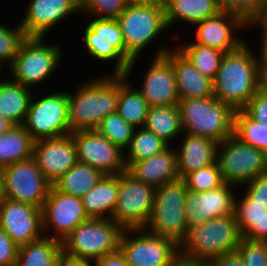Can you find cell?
Instances as JSON below:
<instances>
[{
  "label": "cell",
  "instance_id": "14",
  "mask_svg": "<svg viewBox=\"0 0 267 266\" xmlns=\"http://www.w3.org/2000/svg\"><path fill=\"white\" fill-rule=\"evenodd\" d=\"M89 220L80 197L66 194L50 186L42 207L44 236L61 242L78 225Z\"/></svg>",
  "mask_w": 267,
  "mask_h": 266
},
{
  "label": "cell",
  "instance_id": "40",
  "mask_svg": "<svg viewBox=\"0 0 267 266\" xmlns=\"http://www.w3.org/2000/svg\"><path fill=\"white\" fill-rule=\"evenodd\" d=\"M183 179L188 190L197 192L213 190L224 183L217 161L208 167L188 173Z\"/></svg>",
  "mask_w": 267,
  "mask_h": 266
},
{
  "label": "cell",
  "instance_id": "48",
  "mask_svg": "<svg viewBox=\"0 0 267 266\" xmlns=\"http://www.w3.org/2000/svg\"><path fill=\"white\" fill-rule=\"evenodd\" d=\"M91 266H129L126 263L124 255L118 249L117 251L107 254L91 263Z\"/></svg>",
  "mask_w": 267,
  "mask_h": 266
},
{
  "label": "cell",
  "instance_id": "17",
  "mask_svg": "<svg viewBox=\"0 0 267 266\" xmlns=\"http://www.w3.org/2000/svg\"><path fill=\"white\" fill-rule=\"evenodd\" d=\"M170 49V46L162 44L155 50L156 54L152 57V62L138 88L150 107L178 105L179 96L173 63L165 55Z\"/></svg>",
  "mask_w": 267,
  "mask_h": 266
},
{
  "label": "cell",
  "instance_id": "42",
  "mask_svg": "<svg viewBox=\"0 0 267 266\" xmlns=\"http://www.w3.org/2000/svg\"><path fill=\"white\" fill-rule=\"evenodd\" d=\"M236 251L243 266H267V241L242 238Z\"/></svg>",
  "mask_w": 267,
  "mask_h": 266
},
{
  "label": "cell",
  "instance_id": "1",
  "mask_svg": "<svg viewBox=\"0 0 267 266\" xmlns=\"http://www.w3.org/2000/svg\"><path fill=\"white\" fill-rule=\"evenodd\" d=\"M107 75L90 77L91 79L81 81L74 92L68 90L70 133L95 130L104 118L117 112L120 74Z\"/></svg>",
  "mask_w": 267,
  "mask_h": 266
},
{
  "label": "cell",
  "instance_id": "9",
  "mask_svg": "<svg viewBox=\"0 0 267 266\" xmlns=\"http://www.w3.org/2000/svg\"><path fill=\"white\" fill-rule=\"evenodd\" d=\"M118 249L129 266H171L180 254V245L173 239L145 228L123 229Z\"/></svg>",
  "mask_w": 267,
  "mask_h": 266
},
{
  "label": "cell",
  "instance_id": "10",
  "mask_svg": "<svg viewBox=\"0 0 267 266\" xmlns=\"http://www.w3.org/2000/svg\"><path fill=\"white\" fill-rule=\"evenodd\" d=\"M89 18L82 33L88 58L103 64L112 62L111 74H126L131 61L125 56V42L117 19Z\"/></svg>",
  "mask_w": 267,
  "mask_h": 266
},
{
  "label": "cell",
  "instance_id": "35",
  "mask_svg": "<svg viewBox=\"0 0 267 266\" xmlns=\"http://www.w3.org/2000/svg\"><path fill=\"white\" fill-rule=\"evenodd\" d=\"M188 41L183 43L179 42V45L177 47L175 45L174 48L201 74L213 80L220 68L225 53L200 43Z\"/></svg>",
  "mask_w": 267,
  "mask_h": 266
},
{
  "label": "cell",
  "instance_id": "46",
  "mask_svg": "<svg viewBox=\"0 0 267 266\" xmlns=\"http://www.w3.org/2000/svg\"><path fill=\"white\" fill-rule=\"evenodd\" d=\"M252 27L259 29L257 32H260L259 36H261L259 39L260 45L257 47L259 51L257 50V53L255 52V56L258 61H267V11L247 22V30Z\"/></svg>",
  "mask_w": 267,
  "mask_h": 266
},
{
  "label": "cell",
  "instance_id": "44",
  "mask_svg": "<svg viewBox=\"0 0 267 266\" xmlns=\"http://www.w3.org/2000/svg\"><path fill=\"white\" fill-rule=\"evenodd\" d=\"M240 187L245 188L244 193L240 195L248 201L253 204L267 205V172L256 176Z\"/></svg>",
  "mask_w": 267,
  "mask_h": 266
},
{
  "label": "cell",
  "instance_id": "34",
  "mask_svg": "<svg viewBox=\"0 0 267 266\" xmlns=\"http://www.w3.org/2000/svg\"><path fill=\"white\" fill-rule=\"evenodd\" d=\"M103 176L96 168L77 162L53 186L60 192L82 198Z\"/></svg>",
  "mask_w": 267,
  "mask_h": 266
},
{
  "label": "cell",
  "instance_id": "22",
  "mask_svg": "<svg viewBox=\"0 0 267 266\" xmlns=\"http://www.w3.org/2000/svg\"><path fill=\"white\" fill-rule=\"evenodd\" d=\"M25 8L19 24L27 36L46 37L70 16L81 15L75 0H29Z\"/></svg>",
  "mask_w": 267,
  "mask_h": 266
},
{
  "label": "cell",
  "instance_id": "38",
  "mask_svg": "<svg viewBox=\"0 0 267 266\" xmlns=\"http://www.w3.org/2000/svg\"><path fill=\"white\" fill-rule=\"evenodd\" d=\"M135 129L117 112H114L104 118L95 130L124 151L129 146Z\"/></svg>",
  "mask_w": 267,
  "mask_h": 266
},
{
  "label": "cell",
  "instance_id": "7",
  "mask_svg": "<svg viewBox=\"0 0 267 266\" xmlns=\"http://www.w3.org/2000/svg\"><path fill=\"white\" fill-rule=\"evenodd\" d=\"M242 239L234 215L214 218L188 230L180 254L193 260L211 261L236 251Z\"/></svg>",
  "mask_w": 267,
  "mask_h": 266
},
{
  "label": "cell",
  "instance_id": "11",
  "mask_svg": "<svg viewBox=\"0 0 267 266\" xmlns=\"http://www.w3.org/2000/svg\"><path fill=\"white\" fill-rule=\"evenodd\" d=\"M46 93L35 97V94L32 95L27 117L23 124L35 141L70 134L68 91L56 90L51 92L49 90Z\"/></svg>",
  "mask_w": 267,
  "mask_h": 266
},
{
  "label": "cell",
  "instance_id": "12",
  "mask_svg": "<svg viewBox=\"0 0 267 266\" xmlns=\"http://www.w3.org/2000/svg\"><path fill=\"white\" fill-rule=\"evenodd\" d=\"M216 161L223 181L238 187L267 172V155L234 135L218 143Z\"/></svg>",
  "mask_w": 267,
  "mask_h": 266
},
{
  "label": "cell",
  "instance_id": "5",
  "mask_svg": "<svg viewBox=\"0 0 267 266\" xmlns=\"http://www.w3.org/2000/svg\"><path fill=\"white\" fill-rule=\"evenodd\" d=\"M125 42V56L131 61L126 76L131 80V72L136 62L154 41L163 36L169 28L166 23L164 6H130L116 18ZM130 77V78H129Z\"/></svg>",
  "mask_w": 267,
  "mask_h": 266
},
{
  "label": "cell",
  "instance_id": "32",
  "mask_svg": "<svg viewBox=\"0 0 267 266\" xmlns=\"http://www.w3.org/2000/svg\"><path fill=\"white\" fill-rule=\"evenodd\" d=\"M134 86L132 80L130 82L126 74H120V96L117 113L135 128H140L145 124L150 106L137 89V86Z\"/></svg>",
  "mask_w": 267,
  "mask_h": 266
},
{
  "label": "cell",
  "instance_id": "53",
  "mask_svg": "<svg viewBox=\"0 0 267 266\" xmlns=\"http://www.w3.org/2000/svg\"><path fill=\"white\" fill-rule=\"evenodd\" d=\"M15 125L8 119L0 115V134L9 132Z\"/></svg>",
  "mask_w": 267,
  "mask_h": 266
},
{
  "label": "cell",
  "instance_id": "50",
  "mask_svg": "<svg viewBox=\"0 0 267 266\" xmlns=\"http://www.w3.org/2000/svg\"><path fill=\"white\" fill-rule=\"evenodd\" d=\"M171 266H210L209 262L204 260H193L182 256L179 254L174 261L172 262Z\"/></svg>",
  "mask_w": 267,
  "mask_h": 266
},
{
  "label": "cell",
  "instance_id": "13",
  "mask_svg": "<svg viewBox=\"0 0 267 266\" xmlns=\"http://www.w3.org/2000/svg\"><path fill=\"white\" fill-rule=\"evenodd\" d=\"M155 188L127 171L118 175V197L112 219L122 229L144 228L151 216Z\"/></svg>",
  "mask_w": 267,
  "mask_h": 266
},
{
  "label": "cell",
  "instance_id": "15",
  "mask_svg": "<svg viewBox=\"0 0 267 266\" xmlns=\"http://www.w3.org/2000/svg\"><path fill=\"white\" fill-rule=\"evenodd\" d=\"M50 186L33 157L4 167V198L42 208Z\"/></svg>",
  "mask_w": 267,
  "mask_h": 266
},
{
  "label": "cell",
  "instance_id": "55",
  "mask_svg": "<svg viewBox=\"0 0 267 266\" xmlns=\"http://www.w3.org/2000/svg\"><path fill=\"white\" fill-rule=\"evenodd\" d=\"M4 167L0 165V201L4 198Z\"/></svg>",
  "mask_w": 267,
  "mask_h": 266
},
{
  "label": "cell",
  "instance_id": "24",
  "mask_svg": "<svg viewBox=\"0 0 267 266\" xmlns=\"http://www.w3.org/2000/svg\"><path fill=\"white\" fill-rule=\"evenodd\" d=\"M180 139L182 140L179 145H175L180 178L216 162L218 146L216 141L188 133H183Z\"/></svg>",
  "mask_w": 267,
  "mask_h": 266
},
{
  "label": "cell",
  "instance_id": "8",
  "mask_svg": "<svg viewBox=\"0 0 267 266\" xmlns=\"http://www.w3.org/2000/svg\"><path fill=\"white\" fill-rule=\"evenodd\" d=\"M187 192L183 178L156 188L152 213L144 228L156 235L170 237L180 245L189 230L185 213Z\"/></svg>",
  "mask_w": 267,
  "mask_h": 266
},
{
  "label": "cell",
  "instance_id": "26",
  "mask_svg": "<svg viewBox=\"0 0 267 266\" xmlns=\"http://www.w3.org/2000/svg\"><path fill=\"white\" fill-rule=\"evenodd\" d=\"M166 23L172 28L177 23L193 27L206 18L221 12L218 0H163ZM190 25V26H189Z\"/></svg>",
  "mask_w": 267,
  "mask_h": 266
},
{
  "label": "cell",
  "instance_id": "49",
  "mask_svg": "<svg viewBox=\"0 0 267 266\" xmlns=\"http://www.w3.org/2000/svg\"><path fill=\"white\" fill-rule=\"evenodd\" d=\"M210 266H243L241 256L237 251L221 255L211 261Z\"/></svg>",
  "mask_w": 267,
  "mask_h": 266
},
{
  "label": "cell",
  "instance_id": "52",
  "mask_svg": "<svg viewBox=\"0 0 267 266\" xmlns=\"http://www.w3.org/2000/svg\"><path fill=\"white\" fill-rule=\"evenodd\" d=\"M130 6H164L162 0H127Z\"/></svg>",
  "mask_w": 267,
  "mask_h": 266
},
{
  "label": "cell",
  "instance_id": "6",
  "mask_svg": "<svg viewBox=\"0 0 267 266\" xmlns=\"http://www.w3.org/2000/svg\"><path fill=\"white\" fill-rule=\"evenodd\" d=\"M122 231L113 219H89L63 239V258L92 263L118 250Z\"/></svg>",
  "mask_w": 267,
  "mask_h": 266
},
{
  "label": "cell",
  "instance_id": "18",
  "mask_svg": "<svg viewBox=\"0 0 267 266\" xmlns=\"http://www.w3.org/2000/svg\"><path fill=\"white\" fill-rule=\"evenodd\" d=\"M0 227L19 247L38 240L44 236L42 208L3 198Z\"/></svg>",
  "mask_w": 267,
  "mask_h": 266
},
{
  "label": "cell",
  "instance_id": "28",
  "mask_svg": "<svg viewBox=\"0 0 267 266\" xmlns=\"http://www.w3.org/2000/svg\"><path fill=\"white\" fill-rule=\"evenodd\" d=\"M235 197L234 217L242 238L267 241V205L253 204L243 195Z\"/></svg>",
  "mask_w": 267,
  "mask_h": 266
},
{
  "label": "cell",
  "instance_id": "47",
  "mask_svg": "<svg viewBox=\"0 0 267 266\" xmlns=\"http://www.w3.org/2000/svg\"><path fill=\"white\" fill-rule=\"evenodd\" d=\"M17 246L0 227V266H16Z\"/></svg>",
  "mask_w": 267,
  "mask_h": 266
},
{
  "label": "cell",
  "instance_id": "21",
  "mask_svg": "<svg viewBox=\"0 0 267 266\" xmlns=\"http://www.w3.org/2000/svg\"><path fill=\"white\" fill-rule=\"evenodd\" d=\"M33 158L46 180L53 185L77 162V151L71 133L34 142Z\"/></svg>",
  "mask_w": 267,
  "mask_h": 266
},
{
  "label": "cell",
  "instance_id": "20",
  "mask_svg": "<svg viewBox=\"0 0 267 266\" xmlns=\"http://www.w3.org/2000/svg\"><path fill=\"white\" fill-rule=\"evenodd\" d=\"M195 38L192 41L200 43L211 48L218 49L224 53H230L239 49L244 43L245 39L240 37L241 29L247 27V23L239 16L219 12L217 15L206 18L205 20L193 25Z\"/></svg>",
  "mask_w": 267,
  "mask_h": 266
},
{
  "label": "cell",
  "instance_id": "51",
  "mask_svg": "<svg viewBox=\"0 0 267 266\" xmlns=\"http://www.w3.org/2000/svg\"><path fill=\"white\" fill-rule=\"evenodd\" d=\"M259 62V90L267 93V61Z\"/></svg>",
  "mask_w": 267,
  "mask_h": 266
},
{
  "label": "cell",
  "instance_id": "2",
  "mask_svg": "<svg viewBox=\"0 0 267 266\" xmlns=\"http://www.w3.org/2000/svg\"><path fill=\"white\" fill-rule=\"evenodd\" d=\"M253 50L244 43L225 53L213 79V95L235 111L243 109L259 90V62Z\"/></svg>",
  "mask_w": 267,
  "mask_h": 266
},
{
  "label": "cell",
  "instance_id": "33",
  "mask_svg": "<svg viewBox=\"0 0 267 266\" xmlns=\"http://www.w3.org/2000/svg\"><path fill=\"white\" fill-rule=\"evenodd\" d=\"M35 140L23 125L0 134V165L5 167L33 157Z\"/></svg>",
  "mask_w": 267,
  "mask_h": 266
},
{
  "label": "cell",
  "instance_id": "39",
  "mask_svg": "<svg viewBox=\"0 0 267 266\" xmlns=\"http://www.w3.org/2000/svg\"><path fill=\"white\" fill-rule=\"evenodd\" d=\"M4 24L0 23V64L5 68H9L17 56L23 41L28 36L24 33L19 23L14 26Z\"/></svg>",
  "mask_w": 267,
  "mask_h": 266
},
{
  "label": "cell",
  "instance_id": "29",
  "mask_svg": "<svg viewBox=\"0 0 267 266\" xmlns=\"http://www.w3.org/2000/svg\"><path fill=\"white\" fill-rule=\"evenodd\" d=\"M35 92L13 82L9 76L3 78L0 80V115L10 120L15 126L23 125Z\"/></svg>",
  "mask_w": 267,
  "mask_h": 266
},
{
  "label": "cell",
  "instance_id": "37",
  "mask_svg": "<svg viewBox=\"0 0 267 266\" xmlns=\"http://www.w3.org/2000/svg\"><path fill=\"white\" fill-rule=\"evenodd\" d=\"M233 135L267 155V126L252 119L243 109L235 111Z\"/></svg>",
  "mask_w": 267,
  "mask_h": 266
},
{
  "label": "cell",
  "instance_id": "4",
  "mask_svg": "<svg viewBox=\"0 0 267 266\" xmlns=\"http://www.w3.org/2000/svg\"><path fill=\"white\" fill-rule=\"evenodd\" d=\"M183 133L221 143L233 135L235 110L216 96L179 100Z\"/></svg>",
  "mask_w": 267,
  "mask_h": 266
},
{
  "label": "cell",
  "instance_id": "41",
  "mask_svg": "<svg viewBox=\"0 0 267 266\" xmlns=\"http://www.w3.org/2000/svg\"><path fill=\"white\" fill-rule=\"evenodd\" d=\"M221 11L241 17L246 23L267 11V0H218Z\"/></svg>",
  "mask_w": 267,
  "mask_h": 266
},
{
  "label": "cell",
  "instance_id": "23",
  "mask_svg": "<svg viewBox=\"0 0 267 266\" xmlns=\"http://www.w3.org/2000/svg\"><path fill=\"white\" fill-rule=\"evenodd\" d=\"M175 146H168L162 152L150 158L131 162L126 171L136 180L159 188L167 182L179 179L177 151Z\"/></svg>",
  "mask_w": 267,
  "mask_h": 266
},
{
  "label": "cell",
  "instance_id": "19",
  "mask_svg": "<svg viewBox=\"0 0 267 266\" xmlns=\"http://www.w3.org/2000/svg\"><path fill=\"white\" fill-rule=\"evenodd\" d=\"M238 186L224 182L216 189L197 192L188 190L186 195V222L188 229L208 220L233 215ZM238 187V188H237Z\"/></svg>",
  "mask_w": 267,
  "mask_h": 266
},
{
  "label": "cell",
  "instance_id": "43",
  "mask_svg": "<svg viewBox=\"0 0 267 266\" xmlns=\"http://www.w3.org/2000/svg\"><path fill=\"white\" fill-rule=\"evenodd\" d=\"M127 6V0H91L81 12L87 17L116 19Z\"/></svg>",
  "mask_w": 267,
  "mask_h": 266
},
{
  "label": "cell",
  "instance_id": "27",
  "mask_svg": "<svg viewBox=\"0 0 267 266\" xmlns=\"http://www.w3.org/2000/svg\"><path fill=\"white\" fill-rule=\"evenodd\" d=\"M118 197V175H104L81 199L89 219H112Z\"/></svg>",
  "mask_w": 267,
  "mask_h": 266
},
{
  "label": "cell",
  "instance_id": "45",
  "mask_svg": "<svg viewBox=\"0 0 267 266\" xmlns=\"http://www.w3.org/2000/svg\"><path fill=\"white\" fill-rule=\"evenodd\" d=\"M243 110L252 119L267 126V93L258 90Z\"/></svg>",
  "mask_w": 267,
  "mask_h": 266
},
{
  "label": "cell",
  "instance_id": "56",
  "mask_svg": "<svg viewBox=\"0 0 267 266\" xmlns=\"http://www.w3.org/2000/svg\"><path fill=\"white\" fill-rule=\"evenodd\" d=\"M91 0H75L76 5L82 10Z\"/></svg>",
  "mask_w": 267,
  "mask_h": 266
},
{
  "label": "cell",
  "instance_id": "25",
  "mask_svg": "<svg viewBox=\"0 0 267 266\" xmlns=\"http://www.w3.org/2000/svg\"><path fill=\"white\" fill-rule=\"evenodd\" d=\"M165 55L173 63L179 100L213 96V80L201 74L175 48Z\"/></svg>",
  "mask_w": 267,
  "mask_h": 266
},
{
  "label": "cell",
  "instance_id": "54",
  "mask_svg": "<svg viewBox=\"0 0 267 266\" xmlns=\"http://www.w3.org/2000/svg\"><path fill=\"white\" fill-rule=\"evenodd\" d=\"M59 266H91V263L73 262L63 258Z\"/></svg>",
  "mask_w": 267,
  "mask_h": 266
},
{
  "label": "cell",
  "instance_id": "31",
  "mask_svg": "<svg viewBox=\"0 0 267 266\" xmlns=\"http://www.w3.org/2000/svg\"><path fill=\"white\" fill-rule=\"evenodd\" d=\"M152 131L169 146L176 143L183 134L178 105L172 106H152L149 108L146 121L143 126Z\"/></svg>",
  "mask_w": 267,
  "mask_h": 266
},
{
  "label": "cell",
  "instance_id": "57",
  "mask_svg": "<svg viewBox=\"0 0 267 266\" xmlns=\"http://www.w3.org/2000/svg\"><path fill=\"white\" fill-rule=\"evenodd\" d=\"M3 66H1V64H0V80H2L3 78L2 77H6V75H2L3 73H5L6 72V69L4 68ZM3 72V73H2Z\"/></svg>",
  "mask_w": 267,
  "mask_h": 266
},
{
  "label": "cell",
  "instance_id": "36",
  "mask_svg": "<svg viewBox=\"0 0 267 266\" xmlns=\"http://www.w3.org/2000/svg\"><path fill=\"white\" fill-rule=\"evenodd\" d=\"M169 145L152 131L136 128L129 146L124 150V164L150 158L159 154Z\"/></svg>",
  "mask_w": 267,
  "mask_h": 266
},
{
  "label": "cell",
  "instance_id": "16",
  "mask_svg": "<svg viewBox=\"0 0 267 266\" xmlns=\"http://www.w3.org/2000/svg\"><path fill=\"white\" fill-rule=\"evenodd\" d=\"M71 135L76 145L78 162L96 168L103 175H119L126 171L124 151L96 130L75 131Z\"/></svg>",
  "mask_w": 267,
  "mask_h": 266
},
{
  "label": "cell",
  "instance_id": "30",
  "mask_svg": "<svg viewBox=\"0 0 267 266\" xmlns=\"http://www.w3.org/2000/svg\"><path fill=\"white\" fill-rule=\"evenodd\" d=\"M62 259L61 241L43 236L19 247L16 266H59Z\"/></svg>",
  "mask_w": 267,
  "mask_h": 266
},
{
  "label": "cell",
  "instance_id": "3",
  "mask_svg": "<svg viewBox=\"0 0 267 266\" xmlns=\"http://www.w3.org/2000/svg\"><path fill=\"white\" fill-rule=\"evenodd\" d=\"M46 38L28 36L23 41L12 65L6 71L13 82L35 91L36 86L38 88L44 82L46 84L56 74L63 62V49L59 44H51Z\"/></svg>",
  "mask_w": 267,
  "mask_h": 266
}]
</instances>
